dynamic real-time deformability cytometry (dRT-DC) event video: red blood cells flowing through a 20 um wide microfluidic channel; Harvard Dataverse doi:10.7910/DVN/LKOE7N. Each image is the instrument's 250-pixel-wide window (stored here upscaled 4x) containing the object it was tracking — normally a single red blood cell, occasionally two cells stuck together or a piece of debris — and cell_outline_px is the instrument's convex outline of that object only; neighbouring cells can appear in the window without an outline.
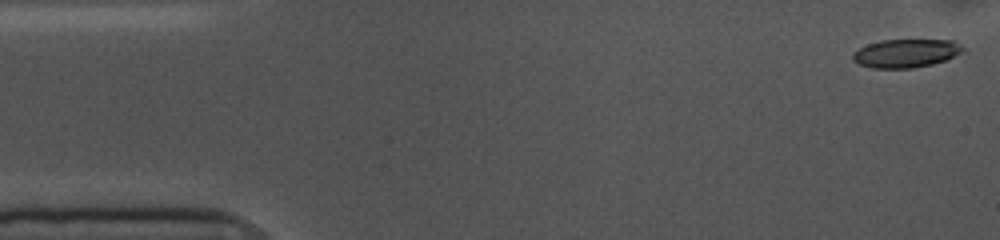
{"species": "common noctule bat (a hibernating species)", "species_latin": "Nyctalus noctula", "temperature_condition": "cold", "stored_images_in_passage": 11, "camera_frame_rate_fps": 3000, "um_per_image_px": 0.085, "animal": {"sex": "female", "body_mass_g": 10.0, "forearm_length_mm": 53.1}, "frame": {"image": 1, "passage_image": 1, "time_ms": 0.0, "image_size_px": [1000, 240], "cell_outline_px": [[964, 48], [960, 52], [944, 60], [932, 64], [912, 68], [872, 68], [860, 64], [852, 60], [852, 56], [860, 48], [868, 44], [880, 40], [952, 40]], "centroid_in_image_um": [76.96, 4.53], "position_along_channel_um": 8.0, "area_um2": 17.86}}